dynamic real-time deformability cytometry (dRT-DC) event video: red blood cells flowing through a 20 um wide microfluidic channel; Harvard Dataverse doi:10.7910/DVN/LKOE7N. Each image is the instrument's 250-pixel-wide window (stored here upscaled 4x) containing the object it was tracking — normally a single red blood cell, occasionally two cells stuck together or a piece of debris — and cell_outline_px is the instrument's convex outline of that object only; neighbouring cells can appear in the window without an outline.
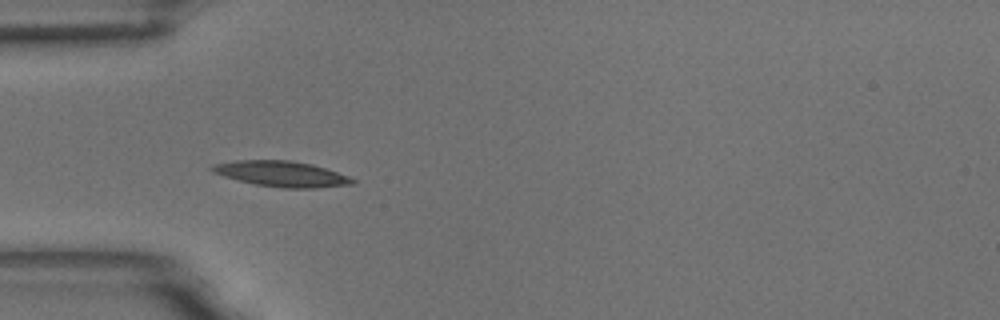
{"species": "common noctule bat (a hibernating species)", "species_latin": "Nyctalus noctula", "temperature_condition": "room temperature", "stored_images_in_passage": 5, "camera_frame_rate_fps": 3000, "um_per_image_px": 0.085, "animal": {"sex": "male", "body_mass_g": 18.8}, "frame": {"image": 1, "passage_image": 4, "time_ms": 1.0, "image_size_px": [1000, 320], "cell_outline_px": [[356, 184], [316, 188], [284, 188], [256, 184], [224, 176], [212, 172], [208, 168], [212, 164], [236, 160], [292, 160], [312, 164], [348, 176], [356, 180]], "centroid_in_image_um": [23.93, 14.77], "position_along_channel_um": 61.1, "area_um2": 20.92}}